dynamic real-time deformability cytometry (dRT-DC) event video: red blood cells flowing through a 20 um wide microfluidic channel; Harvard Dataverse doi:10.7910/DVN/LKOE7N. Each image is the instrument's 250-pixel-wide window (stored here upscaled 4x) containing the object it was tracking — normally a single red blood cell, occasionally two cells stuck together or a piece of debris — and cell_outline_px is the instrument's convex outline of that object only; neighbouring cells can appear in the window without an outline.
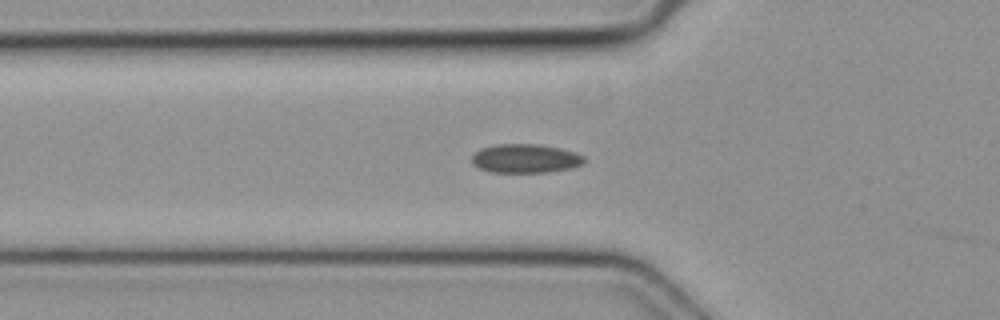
{"species": "common noctule bat (a hibernating species)", "species_latin": "Nyctalus noctula", "temperature_condition": "cold", "stored_images_in_passage": 33, "camera_frame_rate_fps": 3000, "um_per_image_px": 0.085, "animal": {"sex": "female", "body_mass_g": 19.3, "forearm_length_mm": 54.1}, "frame": {"image": 1, "passage_image": 2, "time_ms": 0.333, "image_size_px": [1000, 320], "cell_outline_px": [[584, 160], [580, 164], [572, 168], [548, 172], [492, 172], [476, 168], [472, 164], [472, 156], [480, 148], [496, 144], [540, 144], [560, 148], [576, 152], [584, 156]], "centroid_in_image_um": [44.63, 13.47], "position_along_channel_um": 81.2, "area_um2": 19.02}}
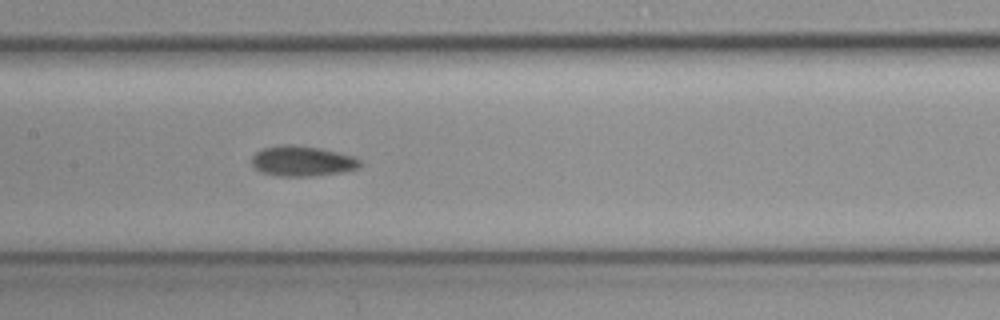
{"frame": {"image": 2, "passage_image": 9, "time_ms": 2.667, "image_size_px": [1000, 320], "cell_outline_px": [[360, 164], [356, 168], [340, 172], [316, 176], [276, 176], [260, 172], [252, 164], [252, 156], [256, 152], [264, 148], [284, 144], [292, 144], [320, 148], [352, 156], [360, 160]], "centroid_in_image_um": [25.64, 13.69], "position_along_channel_um": 181.8, "area_um2": 18.96}}
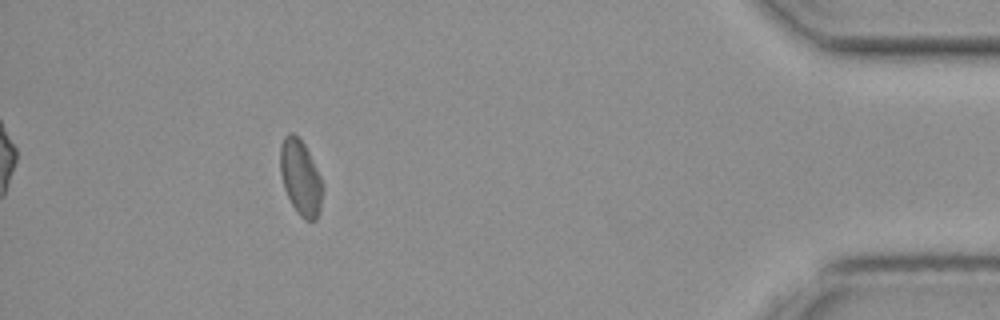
{"frame": {"image": 3, "passage_image": 29, "time_ms": 9.333, "image_size_px": [1000, 320], "cell_outline_px": [[324, 188], [320, 212], [316, 220], [308, 220], [300, 216], [292, 204], [284, 188], [280, 172], [280, 148], [284, 136], [288, 132], [292, 132], [304, 144], [320, 176]], "centroid_in_image_um": [25.56, 15.11], "position_along_channel_um": 409.6, "area_um2": 18.5}}